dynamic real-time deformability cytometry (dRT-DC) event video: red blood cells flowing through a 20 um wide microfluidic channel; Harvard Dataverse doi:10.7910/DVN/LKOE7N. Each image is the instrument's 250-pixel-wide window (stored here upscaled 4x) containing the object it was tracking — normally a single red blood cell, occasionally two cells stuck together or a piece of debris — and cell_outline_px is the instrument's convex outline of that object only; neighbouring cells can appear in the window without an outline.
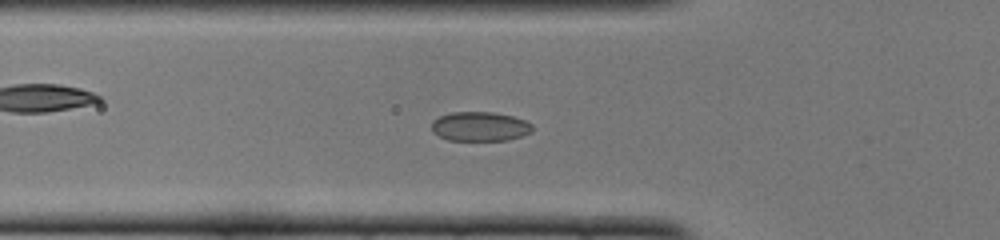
{"species": "common noctule bat (a hibernating species)", "species_latin": "Nyctalus noctula", "temperature_condition": "cold", "stored_images_in_passage": 44, "camera_frame_rate_fps": 3000, "um_per_image_px": 0.085, "animal": {"sex": "female", "body_mass_g": 22.0, "forearm_length_mm": 56.7}, "frame": {"image": 1, "passage_image": 10, "time_ms": 3.0, "image_size_px": [1000, 240], "cell_outline_px": [[532, 132], [508, 140], [448, 140], [432, 132], [432, 120], [440, 116], [452, 112], [492, 112], [512, 116], [524, 120], [532, 124]], "centroid_in_image_um": [40.78, 10.75], "position_along_channel_um": 85.0, "area_um2": 17.17}}
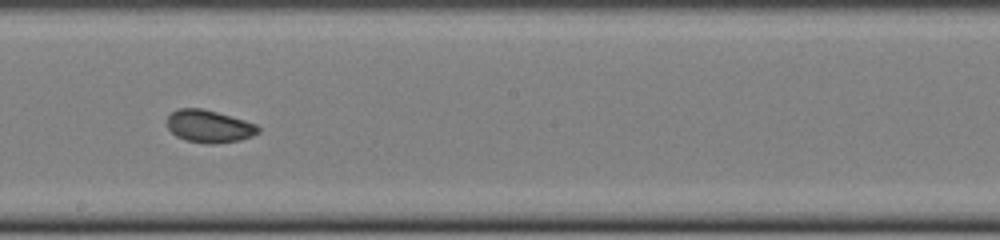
{"frame": {"image": 2, "passage_image": 21, "time_ms": 6.667, "image_size_px": [1000, 240], "cell_outline_px": [[260, 132], [252, 136], [240, 140], [212, 144], [208, 144], [184, 140], [176, 136], [168, 128], [168, 116], [172, 112], [180, 108], [204, 108], [244, 120], [256, 124], [260, 128]], "centroid_in_image_um": [17.78, 10.74], "position_along_channel_um": 230.4, "area_um2": 17.28}}
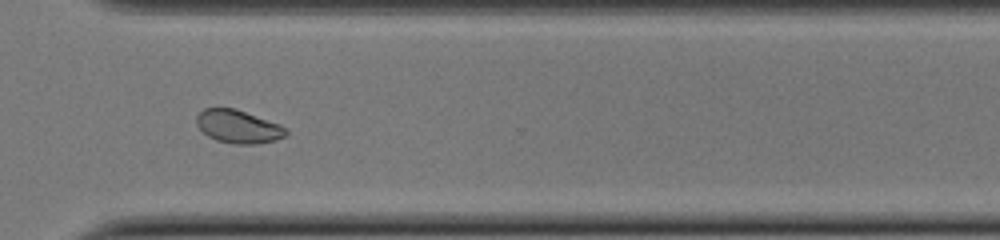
{"frame": {"image": 3, "passage_image": 30, "time_ms": 9.667, "image_size_px": [1000, 240], "cell_outline_px": [[288, 136], [276, 140], [256, 144], [236, 144], [216, 140], [208, 136], [196, 124], [196, 116], [204, 108], [236, 108], [280, 124], [288, 128]], "centroid_in_image_um": [20.29, 10.76], "position_along_channel_um": 350.3, "area_um2": 17.46}}